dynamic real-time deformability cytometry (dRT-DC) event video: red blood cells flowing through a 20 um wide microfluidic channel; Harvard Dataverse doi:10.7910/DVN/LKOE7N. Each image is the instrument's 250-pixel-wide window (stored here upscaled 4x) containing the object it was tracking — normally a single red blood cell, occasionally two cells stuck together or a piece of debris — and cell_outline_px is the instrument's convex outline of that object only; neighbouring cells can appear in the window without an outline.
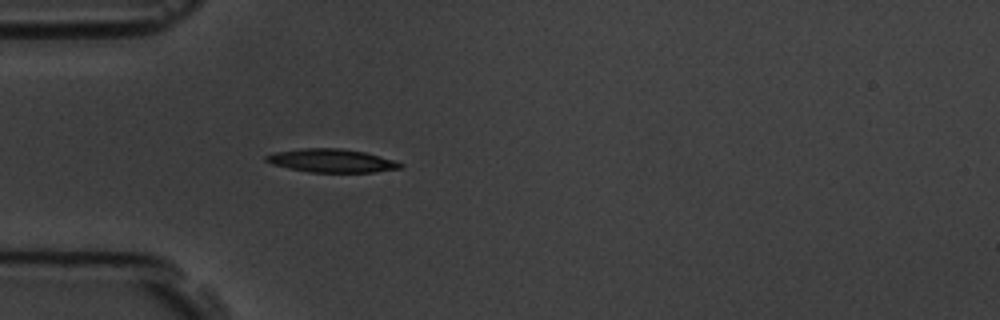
{"species": "common noctule bat (a hibernating species)", "species_latin": "Nyctalus noctula", "temperature_condition": "room temperature", "stored_images_in_passage": 1, "camera_frame_rate_fps": 3000, "um_per_image_px": 0.085, "animal": {"sex": "male", "body_mass_g": 19.5, "forearm_length_mm": 54.6}, "frame": {"image": 1, "passage_image": 1, "time_ms": 0.0, "image_size_px": [1000, 320], "cell_outline_px": [[404, 164], [400, 168], [372, 172], [308, 172], [288, 168], [272, 164], [264, 160], [264, 156], [276, 152], [300, 148], [340, 148], [364, 152], [396, 160]], "centroid_in_image_um": [28.17, 13.65], "position_along_channel_um": 56.8, "area_um2": 18.26}}